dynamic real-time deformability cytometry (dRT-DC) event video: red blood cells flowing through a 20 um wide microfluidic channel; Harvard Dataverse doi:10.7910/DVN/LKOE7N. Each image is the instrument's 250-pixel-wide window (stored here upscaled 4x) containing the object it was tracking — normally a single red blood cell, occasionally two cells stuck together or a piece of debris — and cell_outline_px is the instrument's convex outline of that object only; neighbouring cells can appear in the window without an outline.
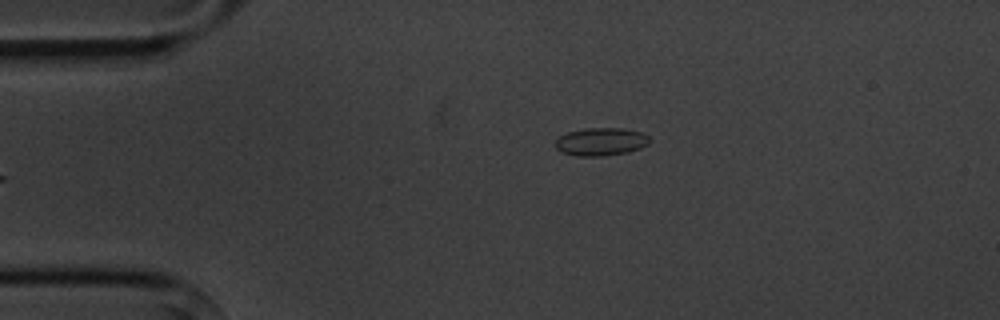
{"species": "common noctule bat (a hibernating species)", "species_latin": "Nyctalus noctula", "temperature_condition": "cold", "stored_images_in_passage": 5, "camera_frame_rate_fps": 3000, "um_per_image_px": 0.085, "animal": {"sex": "male", "body_mass_g": 20.1, "forearm_length_mm": 53.5}, "frame": {"image": 1, "passage_image": 5, "time_ms": 4.667, "image_size_px": [1000, 320], "cell_outline_px": [[652, 140], [648, 144], [640, 148], [628, 152], [600, 156], [580, 156], [560, 152], [556, 148], [556, 140], [560, 136], [568, 132], [584, 128], [624, 128], [640, 132], [648, 136]], "centroid_in_image_um": [51.09, 12.04], "position_along_channel_um": 33.9, "area_um2": 15.32}}